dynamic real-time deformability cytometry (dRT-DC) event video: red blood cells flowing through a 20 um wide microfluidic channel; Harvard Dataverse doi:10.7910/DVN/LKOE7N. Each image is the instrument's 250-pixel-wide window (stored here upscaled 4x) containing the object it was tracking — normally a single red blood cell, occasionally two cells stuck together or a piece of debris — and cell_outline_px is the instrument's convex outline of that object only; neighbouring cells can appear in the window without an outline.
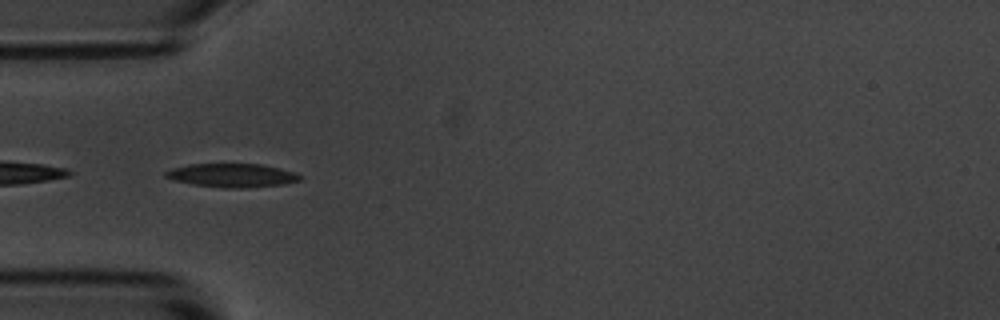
{"species": "common noctule bat (a hibernating species)", "species_latin": "Nyctalus noctula", "temperature_condition": "room temperature", "stored_images_in_passage": 6, "camera_frame_rate_fps": 3000, "um_per_image_px": 0.085, "animal": {"sex": "male", "body_mass_g": 20.1, "forearm_length_mm": 53.5}, "frame": {"image": 1, "passage_image": 4, "time_ms": 1.0, "image_size_px": [1000, 320], "cell_outline_px": [[304, 176], [300, 180], [284, 184], [248, 188], [224, 188], [192, 184], [172, 180], [164, 176], [164, 172], [172, 168], [188, 164], [260, 164], [292, 172]], "centroid_in_image_um": [19.68, 14.91], "position_along_channel_um": 65.3, "area_um2": 18.5}}